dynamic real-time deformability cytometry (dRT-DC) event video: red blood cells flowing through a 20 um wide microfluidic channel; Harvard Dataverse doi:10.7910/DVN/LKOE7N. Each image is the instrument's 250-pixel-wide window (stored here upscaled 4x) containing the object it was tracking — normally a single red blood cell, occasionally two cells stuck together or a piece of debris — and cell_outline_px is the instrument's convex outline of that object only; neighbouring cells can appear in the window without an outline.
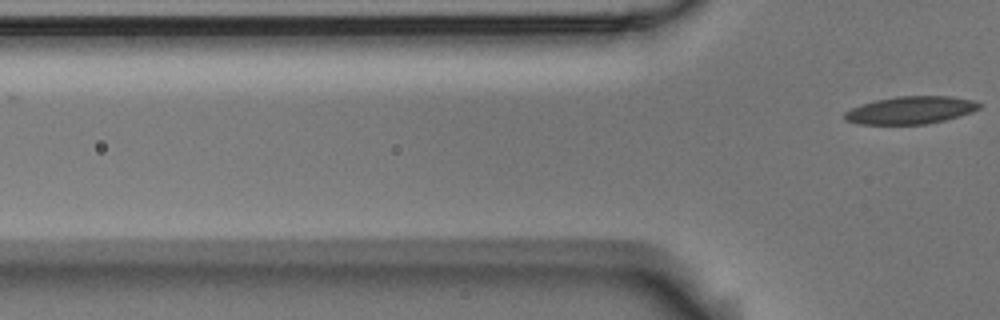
{"species": "Egyptian fruit bat (a non-hibernating species)", "species_latin": "Rousettus aegyptiacus", "temperature_condition": "room temperature", "stored_images_in_passage": 3, "camera_frame_rate_fps": 3000, "um_per_image_px": 0.085, "animal": {"sex": "male"}, "frame": {"image": 1, "passage_image": 3, "time_ms": 0.667, "image_size_px": [1000, 320], "cell_outline_px": [[980, 108], [972, 112], [944, 120], [928, 124], [860, 124], [844, 120], [844, 112], [860, 104], [876, 100], [896, 96], [952, 96], [976, 100], [980, 104]], "centroid_in_image_um": [77.41, 9.35], "position_along_channel_um": 48.4, "area_um2": 21.73}}